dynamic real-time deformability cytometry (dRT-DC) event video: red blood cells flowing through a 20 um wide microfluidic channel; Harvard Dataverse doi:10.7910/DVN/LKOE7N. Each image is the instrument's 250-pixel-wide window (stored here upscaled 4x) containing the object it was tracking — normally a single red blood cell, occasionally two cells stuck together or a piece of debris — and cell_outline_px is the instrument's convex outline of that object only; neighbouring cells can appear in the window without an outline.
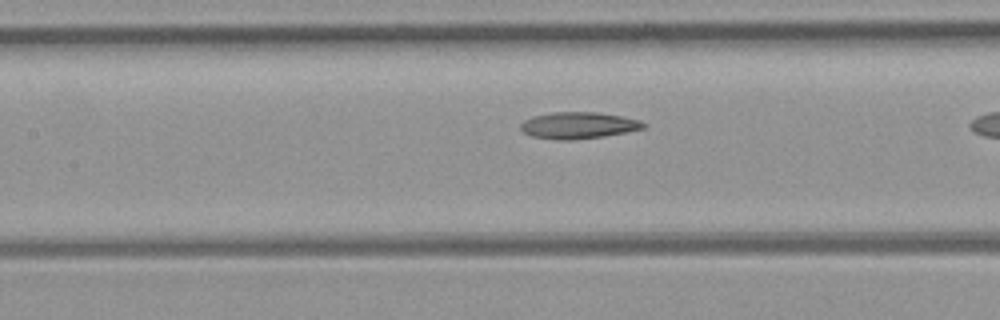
{"species": "common noctule bat (a hibernating species)", "species_latin": "Nyctalus noctula", "temperature_condition": "room temperature", "stored_images_in_passage": 7, "camera_frame_rate_fps": 3000, "um_per_image_px": 0.085, "animal": {"sex": "female", "body_mass_g": 21.9}, "frame": {"image": 1, "passage_image": 5, "time_ms": 1.333, "image_size_px": [1000, 320], "cell_outline_px": [[648, 124], [644, 128], [604, 136], [572, 140], [556, 140], [532, 136], [524, 132], [520, 128], [520, 124], [524, 120], [532, 116], [552, 112], [596, 112], [620, 116], [640, 120]], "centroid_in_image_um": [49.14, 10.65], "position_along_channel_um": 158.3, "area_um2": 19.02}}